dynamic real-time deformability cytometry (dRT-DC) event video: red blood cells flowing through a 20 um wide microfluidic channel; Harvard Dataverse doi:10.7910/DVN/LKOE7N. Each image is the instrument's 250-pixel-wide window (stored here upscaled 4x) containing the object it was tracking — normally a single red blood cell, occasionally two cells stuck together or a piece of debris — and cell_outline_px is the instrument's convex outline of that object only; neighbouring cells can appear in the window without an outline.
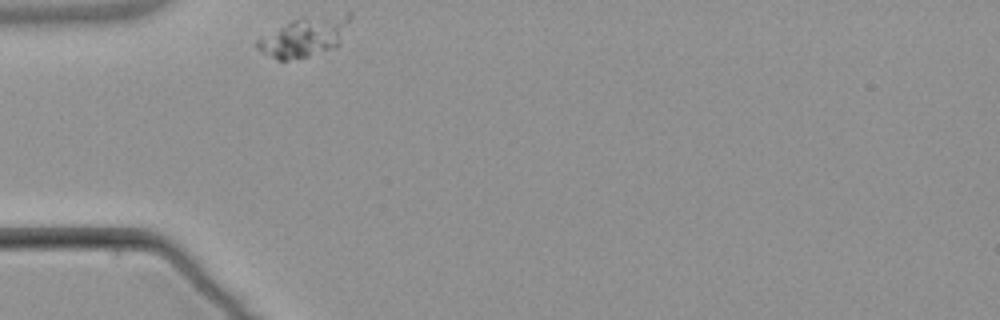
{"species": "common noctule bat (a hibernating species)", "species_latin": "Nyctalus noctula", "temperature_condition": "warm", "stored_images_in_passage": 1, "camera_frame_rate_fps": 3000, "um_per_image_px": 0.085, "animal": {"sex": "male", "body_mass_g": 21.5, "forearm_length_mm": 52.0}, "frame": {"image": 1, "passage_image": 1, "time_ms": 0.0, "image_size_px": [1000, 320], "cell_outline_px": [[352, 16], [340, 44], [336, 48], [308, 56], [288, 60], [276, 60], [256, 48], [256, 40], [292, 20], [300, 16], [348, 12], [352, 12]], "centroid_in_image_um": [25.95, 3.08], "position_along_channel_um": 59.0, "area_um2": 21.79}}